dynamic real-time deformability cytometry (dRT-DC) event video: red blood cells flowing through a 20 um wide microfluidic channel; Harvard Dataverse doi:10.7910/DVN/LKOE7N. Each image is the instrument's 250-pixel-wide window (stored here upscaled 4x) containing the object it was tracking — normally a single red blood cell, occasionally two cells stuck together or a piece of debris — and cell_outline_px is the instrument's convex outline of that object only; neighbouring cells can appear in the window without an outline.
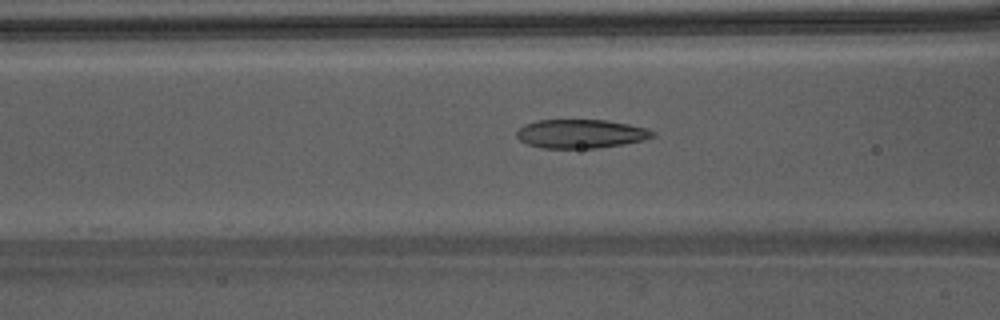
{"species": "Egyptian fruit bat (a non-hibernating species)", "species_latin": "Rousettus aegyptiacus", "temperature_condition": "warm", "stored_images_in_passage": 39, "camera_frame_rate_fps": 3000, "um_per_image_px": 0.085, "animal": {"sex": "male"}, "frame": {"image": 1, "passage_image": 11, "time_ms": 3.333, "image_size_px": [1000, 320], "cell_outline_px": [[656, 136], [644, 140], [624, 144], [596, 148], [544, 148], [528, 144], [520, 140], [516, 136], [516, 132], [524, 124], [536, 120], [608, 120], [628, 124], [644, 128], [656, 132]], "centroid_in_image_um": [49.37, 11.37], "position_along_channel_um": 117.2, "area_um2": 22.83}}
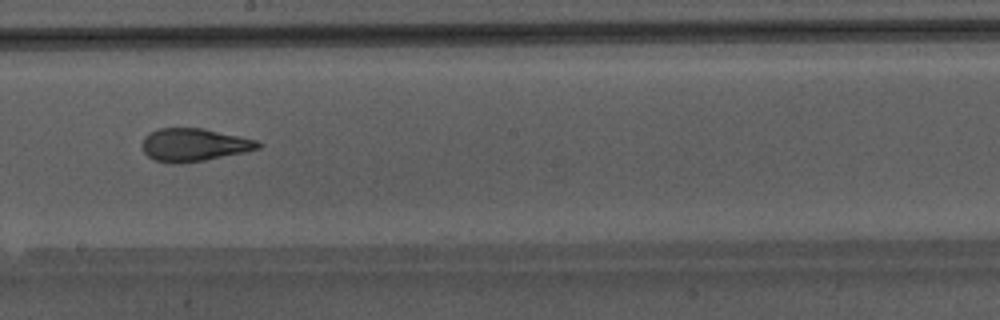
{"frame": {"image": 2, "passage_image": 19, "time_ms": 6.0, "image_size_px": [1000, 320], "cell_outline_px": [[264, 144], [260, 148], [244, 152], [204, 160], [172, 164], [156, 160], [148, 156], [144, 152], [144, 136], [160, 128], [204, 128], [240, 136], [256, 140]], "centroid_in_image_um": [16.53, 12.3], "position_along_channel_um": 231.7, "area_um2": 21.96}}
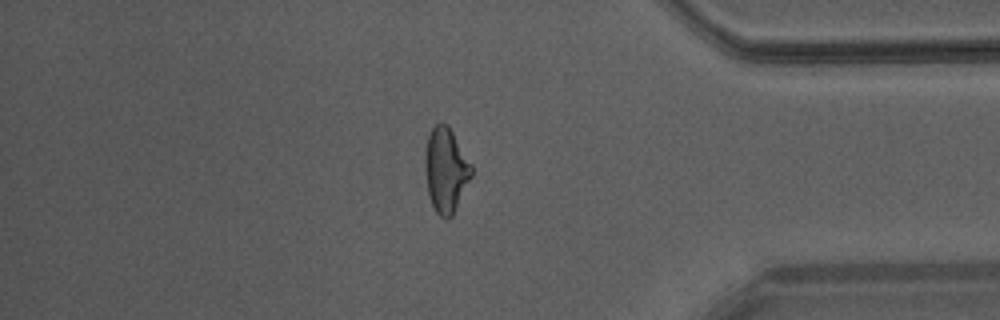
{"frame": {"image": 3, "passage_image": 32, "time_ms": 10.333, "image_size_px": [1000, 320], "cell_outline_px": [[472, 176], [452, 216], [448, 220], [440, 216], [436, 212], [428, 196], [424, 160], [428, 136], [432, 128], [440, 120], [448, 124], [472, 164]], "centroid_in_image_um": [37.9, 14.44], "position_along_channel_um": 397.3, "area_um2": 23.06}, "authors_computed_cell_mechanics": {"area_um2": 22.831, "velocity_mm_per_s": 4.2978, "shape_relaxation_time_tau1_ms": 6.3039, "shape_relaxation_time_tau2_ms": 1.2465, "deformation_change_tau1": 0.2257, "deformation_change_tau2": 0.0936}}